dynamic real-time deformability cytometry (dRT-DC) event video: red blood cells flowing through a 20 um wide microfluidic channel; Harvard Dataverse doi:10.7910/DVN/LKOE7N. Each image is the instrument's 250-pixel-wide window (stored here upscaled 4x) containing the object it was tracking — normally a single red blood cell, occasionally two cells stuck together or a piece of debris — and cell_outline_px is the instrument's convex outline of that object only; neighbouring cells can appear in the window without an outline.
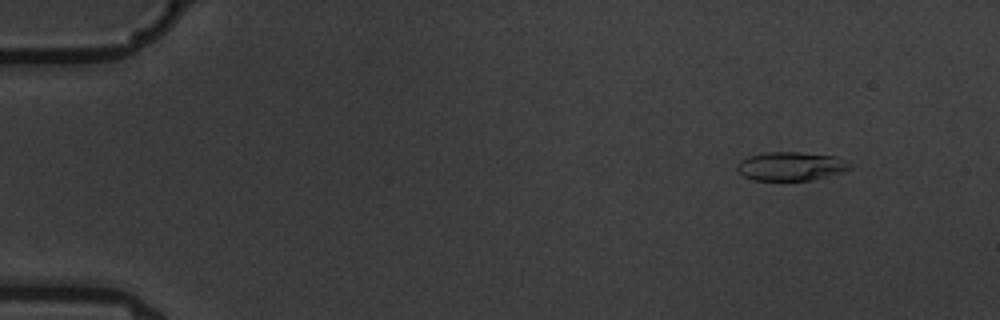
{"species": "common noctule bat (a hibernating species)", "species_latin": "Nyctalus noctula", "temperature_condition": "warm", "stored_images_in_passage": 6, "camera_frame_rate_fps": 3000, "um_per_image_px": 0.085, "animal": {"sex": "male", "body_mass_g": 19.5, "forearm_length_mm": 54.6}, "frame": {"image": 1, "passage_image": 2, "time_ms": 1.0, "image_size_px": [1000, 320], "cell_outline_px": [[852, 168], [844, 172], [812, 180], [752, 180], [736, 172], [736, 164], [740, 160], [748, 156], [764, 152], [800, 152], [836, 156], [848, 160], [852, 164]], "centroid_in_image_um": [67.24, 14.12], "position_along_channel_um": 17.8, "area_um2": 19.31}}